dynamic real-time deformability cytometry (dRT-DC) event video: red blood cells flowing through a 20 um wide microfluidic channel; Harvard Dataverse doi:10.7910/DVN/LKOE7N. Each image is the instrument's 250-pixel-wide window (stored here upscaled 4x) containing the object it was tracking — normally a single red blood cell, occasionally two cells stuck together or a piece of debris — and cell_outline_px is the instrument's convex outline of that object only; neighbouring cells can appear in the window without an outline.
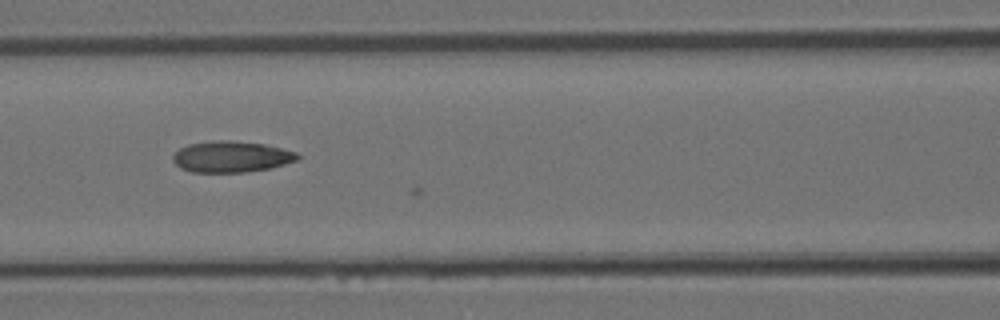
{"species": "Egyptian fruit bat (a non-hibernating species)", "species_latin": "Rousettus aegyptiacus", "temperature_condition": "room temperature", "stored_images_in_passage": 20, "camera_frame_rate_fps": 3000, "um_per_image_px": 0.085, "animal": {"sex": "female"}, "frame": {"image": 1, "passage_image": 19, "time_ms": 6.0, "image_size_px": [1000, 320], "cell_outline_px": [[300, 156], [296, 160], [272, 168], [244, 172], [192, 172], [180, 168], [172, 160], [172, 156], [180, 148], [188, 144], [220, 140], [228, 140], [264, 144], [296, 152]], "centroid_in_image_um": [19.64, 13.32], "position_along_channel_um": 147.0, "area_um2": 22.48}}